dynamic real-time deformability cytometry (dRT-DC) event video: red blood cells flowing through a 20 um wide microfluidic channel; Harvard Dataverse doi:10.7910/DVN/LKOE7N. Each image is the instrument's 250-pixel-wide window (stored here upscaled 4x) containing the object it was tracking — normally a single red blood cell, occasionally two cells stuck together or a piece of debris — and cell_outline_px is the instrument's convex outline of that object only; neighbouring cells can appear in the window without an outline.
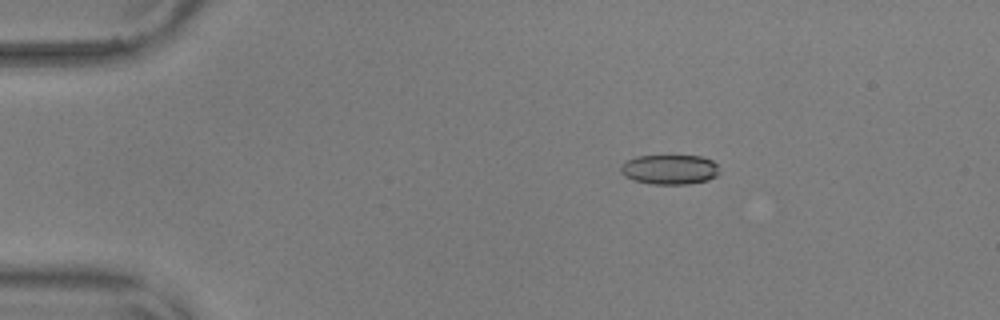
{"species": "common noctule bat (a hibernating species)", "species_latin": "Nyctalus noctula", "temperature_condition": "warm", "stored_images_in_passage": 57, "camera_frame_rate_fps": 3000, "um_per_image_px": 0.085, "animal": {"sex": "male", "body_mass_g": 17.9, "forearm_length_mm": 54.2}, "frame": {"image": 1, "passage_image": 11, "time_ms": 3.333, "image_size_px": [1000, 320], "cell_outline_px": [[720, 172], [716, 176], [708, 180], [688, 184], [652, 184], [632, 180], [624, 176], [620, 172], [620, 168], [628, 160], [636, 156], [700, 156], [712, 160], [716, 164]], "centroid_in_image_um": [56.93, 14.41], "position_along_channel_um": 28.1, "area_um2": 17.11}}
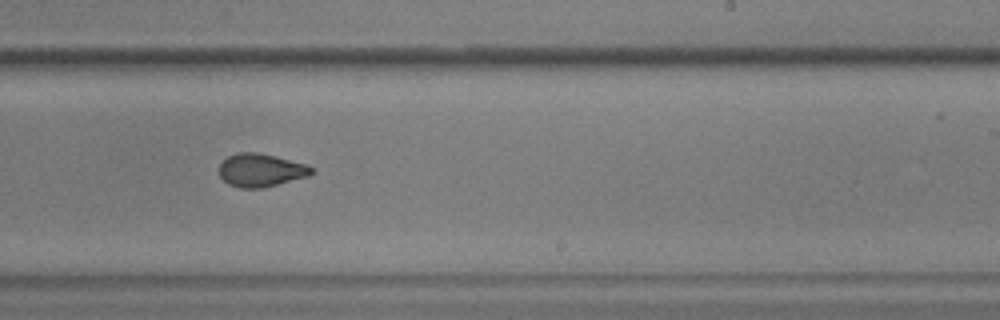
{"frame": {"image": 2, "passage_image": 36, "time_ms": 11.667, "image_size_px": [1000, 320], "cell_outline_px": [[312, 172], [308, 176], [260, 188], [240, 188], [228, 184], [220, 176], [220, 164], [228, 156], [240, 152], [256, 152], [276, 156], [308, 164], [312, 168]], "centroid_in_image_um": [22.16, 14.45], "position_along_channel_um": 266.8, "area_um2": 17.63}}
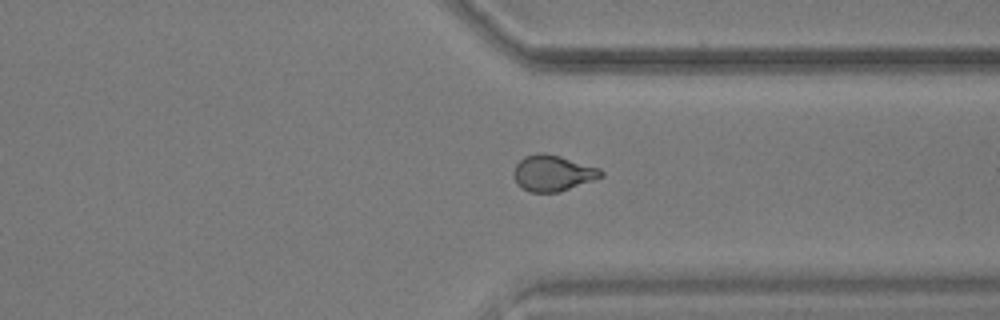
{"frame": {"image": 3, "passage_image": 44, "time_ms": 14.333, "image_size_px": [1000, 320], "cell_outline_px": [[604, 176], [556, 192], [528, 192], [520, 188], [516, 184], [512, 176], [512, 172], [516, 164], [524, 156], [536, 152], [544, 152], [560, 156], [600, 168], [604, 172]], "centroid_in_image_um": [46.92, 14.7], "position_along_channel_um": 364.5, "area_um2": 18.44}, "authors_computed_cell_mechanics": {"area_um2": 18.0914, "velocity_mm_per_s": 3.6576, "shape_relaxation_time_tau1_ms": 6.0742, "shape_relaxation_time_tau2_ms": 1.5261, "deformation_change_tau1": 0.1681, "deformation_change_tau2": 0.0615}}